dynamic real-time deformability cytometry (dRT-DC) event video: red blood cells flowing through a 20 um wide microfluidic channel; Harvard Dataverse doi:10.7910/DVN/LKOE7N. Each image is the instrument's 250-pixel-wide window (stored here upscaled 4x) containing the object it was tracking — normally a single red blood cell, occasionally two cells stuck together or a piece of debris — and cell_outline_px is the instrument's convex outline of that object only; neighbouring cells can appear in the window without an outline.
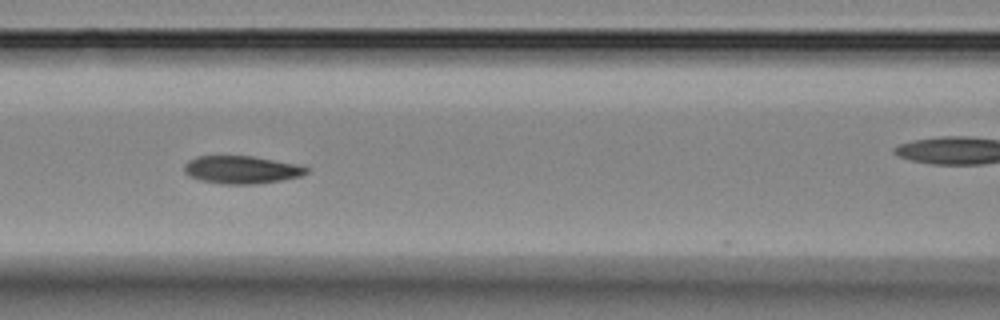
{"species": "Egyptian fruit bat (a non-hibernating species)", "species_latin": "Rousettus aegyptiacus", "temperature_condition": "room temperature", "stored_images_in_passage": 7, "camera_frame_rate_fps": 3000, "um_per_image_px": 0.085, "animal": {"sex": "female"}, "frame": {"image": 1, "passage_image": 4, "time_ms": 3.333, "image_size_px": [1000, 320], "cell_outline_px": [[308, 172], [300, 176], [280, 180], [256, 184], [224, 184], [200, 180], [188, 176], [184, 172], [184, 164], [188, 160], [196, 156], [252, 156], [296, 164], [308, 168]], "centroid_in_image_um": [20.48, 14.42], "position_along_channel_um": 146.1, "area_um2": 19.71}}
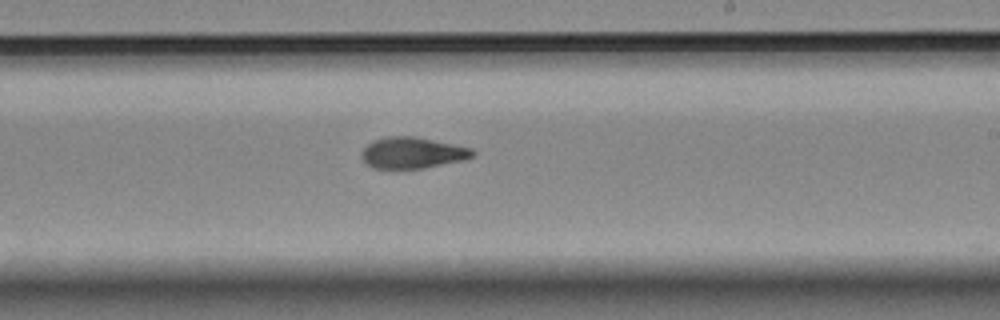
{"frame": {"image": 2, "passage_image": 7, "time_ms": 8.0, "image_size_px": [1000, 320], "cell_outline_px": [[476, 152], [472, 156], [464, 160], [424, 168], [372, 168], [364, 160], [364, 148], [372, 140], [388, 136], [416, 136], [472, 148]], "centroid_in_image_um": [35.1, 12.98], "position_along_channel_um": 253.9, "area_um2": 20.0}}